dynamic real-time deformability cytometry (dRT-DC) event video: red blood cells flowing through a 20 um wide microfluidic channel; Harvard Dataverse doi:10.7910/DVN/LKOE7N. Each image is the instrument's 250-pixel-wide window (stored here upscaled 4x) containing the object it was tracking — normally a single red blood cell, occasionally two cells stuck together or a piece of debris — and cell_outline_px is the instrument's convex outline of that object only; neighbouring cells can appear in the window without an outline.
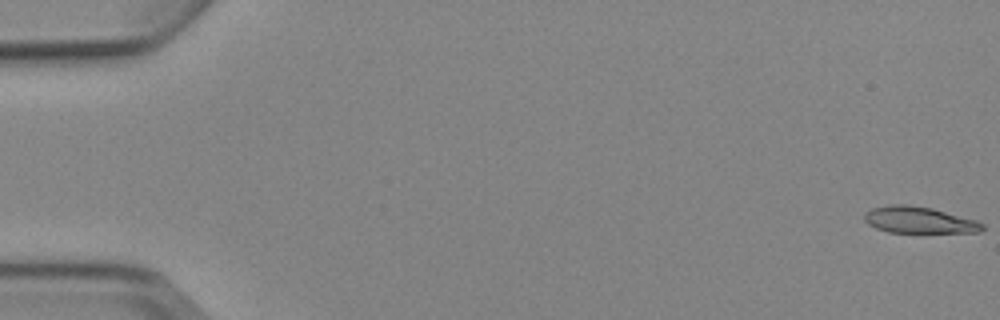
{"species": "Egyptian fruit bat (a non-hibernating species)", "species_latin": "Rousettus aegyptiacus", "temperature_condition": "cold", "stored_images_in_passage": 5, "camera_frame_rate_fps": 3000, "um_per_image_px": 0.085, "animal": {"sex": "female"}, "frame": {"image": 1, "passage_image": 1, "time_ms": 0.0, "image_size_px": [1000, 320], "cell_outline_px": [[984, 228], [980, 232], [888, 232], [876, 228], [868, 224], [864, 220], [864, 212], [872, 208], [892, 204], [908, 204], [932, 208], [976, 220], [984, 224]], "centroid_in_image_um": [78.09, 18.69], "position_along_channel_um": 6.9, "area_um2": 18.21}}
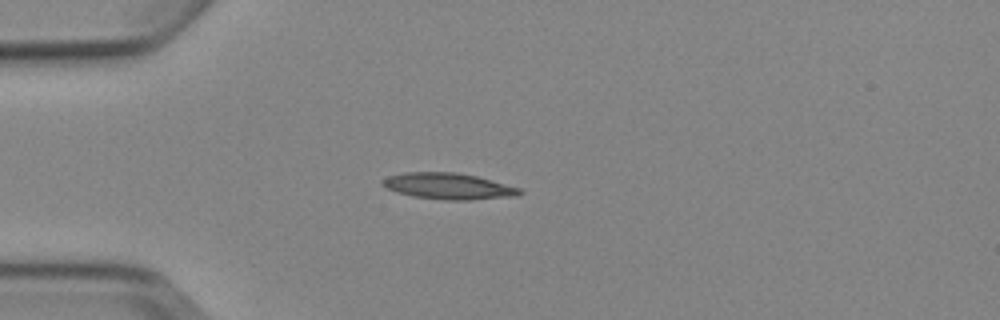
{"frame": {"image": 2, "passage_image": 5, "time_ms": 4.667, "image_size_px": [1000, 320], "cell_outline_px": [[524, 192], [520, 196], [472, 200], [444, 200], [412, 196], [396, 192], [380, 184], [380, 180], [388, 176], [408, 172], [456, 172], [476, 176], [520, 188]], "centroid_in_image_um": [38.13, 15.83], "position_along_channel_um": 46.9, "area_um2": 21.1}}